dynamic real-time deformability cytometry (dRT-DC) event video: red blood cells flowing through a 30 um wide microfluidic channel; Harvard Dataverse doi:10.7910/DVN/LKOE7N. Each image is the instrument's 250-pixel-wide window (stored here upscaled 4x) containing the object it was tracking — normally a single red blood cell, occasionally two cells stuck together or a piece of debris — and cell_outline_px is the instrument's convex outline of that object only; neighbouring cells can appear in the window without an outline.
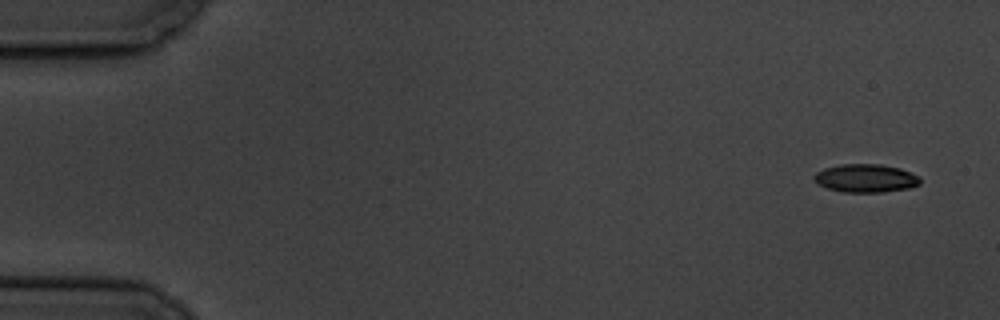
{"species": "common noctule bat (a hibernating species)", "species_latin": "Nyctalus noctula", "temperature_condition": "cold", "stored_images_in_passage": 4, "segment_of_instrument_passage": [2, 2], "camera_frame_rate_fps": 3000, "um_per_image_px": 0.085, "animal": {"sex": "male", "body_mass_g": 19.5, "forearm_length_mm": 54.6}, "frame": {"image": 1, "passage_image": 4, "time_ms": 4.333, "image_size_px": [1000, 320], "cell_outline_px": [[920, 184], [908, 188], [884, 192], [844, 192], [828, 188], [816, 184], [812, 180], [812, 176], [816, 172], [824, 168], [840, 164], [880, 164], [900, 168], [920, 176]], "centroid_in_image_um": [73.55, 15.14], "position_along_channel_um": 11.4, "area_um2": 17.63}}